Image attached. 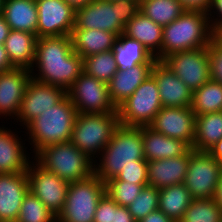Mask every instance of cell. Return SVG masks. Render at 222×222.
<instances>
[{"label": "cell", "mask_w": 222, "mask_h": 222, "mask_svg": "<svg viewBox=\"0 0 222 222\" xmlns=\"http://www.w3.org/2000/svg\"><path fill=\"white\" fill-rule=\"evenodd\" d=\"M30 72L34 80L67 91L83 73V59L73 50L71 36L41 37Z\"/></svg>", "instance_id": "obj_1"}, {"label": "cell", "mask_w": 222, "mask_h": 222, "mask_svg": "<svg viewBox=\"0 0 222 222\" xmlns=\"http://www.w3.org/2000/svg\"><path fill=\"white\" fill-rule=\"evenodd\" d=\"M99 159L100 164L97 159L94 162V173L104 183L116 178L128 165L148 164L143 152L141 127L120 124Z\"/></svg>", "instance_id": "obj_2"}, {"label": "cell", "mask_w": 222, "mask_h": 222, "mask_svg": "<svg viewBox=\"0 0 222 222\" xmlns=\"http://www.w3.org/2000/svg\"><path fill=\"white\" fill-rule=\"evenodd\" d=\"M214 38L208 13L185 11L163 26L162 60L175 52L208 47Z\"/></svg>", "instance_id": "obj_3"}, {"label": "cell", "mask_w": 222, "mask_h": 222, "mask_svg": "<svg viewBox=\"0 0 222 222\" xmlns=\"http://www.w3.org/2000/svg\"><path fill=\"white\" fill-rule=\"evenodd\" d=\"M77 110L67 94L53 107L41 113L26 127L29 140L36 154L47 145L69 142Z\"/></svg>", "instance_id": "obj_4"}, {"label": "cell", "mask_w": 222, "mask_h": 222, "mask_svg": "<svg viewBox=\"0 0 222 222\" xmlns=\"http://www.w3.org/2000/svg\"><path fill=\"white\" fill-rule=\"evenodd\" d=\"M139 12L138 0H93L76 9L75 26L78 29L104 30L119 36Z\"/></svg>", "instance_id": "obj_5"}, {"label": "cell", "mask_w": 222, "mask_h": 222, "mask_svg": "<svg viewBox=\"0 0 222 222\" xmlns=\"http://www.w3.org/2000/svg\"><path fill=\"white\" fill-rule=\"evenodd\" d=\"M34 155V160L40 166L69 183L94 173V161L70 141L47 145Z\"/></svg>", "instance_id": "obj_6"}, {"label": "cell", "mask_w": 222, "mask_h": 222, "mask_svg": "<svg viewBox=\"0 0 222 222\" xmlns=\"http://www.w3.org/2000/svg\"><path fill=\"white\" fill-rule=\"evenodd\" d=\"M119 125L118 112L77 114L70 142L95 161Z\"/></svg>", "instance_id": "obj_7"}, {"label": "cell", "mask_w": 222, "mask_h": 222, "mask_svg": "<svg viewBox=\"0 0 222 222\" xmlns=\"http://www.w3.org/2000/svg\"><path fill=\"white\" fill-rule=\"evenodd\" d=\"M105 194V183L95 173L70 182L66 201L57 222H93L99 200Z\"/></svg>", "instance_id": "obj_8"}, {"label": "cell", "mask_w": 222, "mask_h": 222, "mask_svg": "<svg viewBox=\"0 0 222 222\" xmlns=\"http://www.w3.org/2000/svg\"><path fill=\"white\" fill-rule=\"evenodd\" d=\"M158 85L149 75L118 107V117L124 126H149L162 108Z\"/></svg>", "instance_id": "obj_9"}, {"label": "cell", "mask_w": 222, "mask_h": 222, "mask_svg": "<svg viewBox=\"0 0 222 222\" xmlns=\"http://www.w3.org/2000/svg\"><path fill=\"white\" fill-rule=\"evenodd\" d=\"M66 94L77 110V114L118 112L110 98L108 84L87 75L84 71Z\"/></svg>", "instance_id": "obj_10"}, {"label": "cell", "mask_w": 222, "mask_h": 222, "mask_svg": "<svg viewBox=\"0 0 222 222\" xmlns=\"http://www.w3.org/2000/svg\"><path fill=\"white\" fill-rule=\"evenodd\" d=\"M221 172V164L208 151L191 148L184 185L192 199H213Z\"/></svg>", "instance_id": "obj_11"}, {"label": "cell", "mask_w": 222, "mask_h": 222, "mask_svg": "<svg viewBox=\"0 0 222 222\" xmlns=\"http://www.w3.org/2000/svg\"><path fill=\"white\" fill-rule=\"evenodd\" d=\"M161 62L192 92L211 79L209 47L175 52Z\"/></svg>", "instance_id": "obj_12"}, {"label": "cell", "mask_w": 222, "mask_h": 222, "mask_svg": "<svg viewBox=\"0 0 222 222\" xmlns=\"http://www.w3.org/2000/svg\"><path fill=\"white\" fill-rule=\"evenodd\" d=\"M26 172L29 191L38 197L54 215L58 216L66 201L69 182L45 170L36 161L29 162Z\"/></svg>", "instance_id": "obj_13"}, {"label": "cell", "mask_w": 222, "mask_h": 222, "mask_svg": "<svg viewBox=\"0 0 222 222\" xmlns=\"http://www.w3.org/2000/svg\"><path fill=\"white\" fill-rule=\"evenodd\" d=\"M38 10L37 38L71 36L76 10L65 0H35Z\"/></svg>", "instance_id": "obj_14"}, {"label": "cell", "mask_w": 222, "mask_h": 222, "mask_svg": "<svg viewBox=\"0 0 222 222\" xmlns=\"http://www.w3.org/2000/svg\"><path fill=\"white\" fill-rule=\"evenodd\" d=\"M195 121L191 107H162L149 127L167 137L180 139L192 148Z\"/></svg>", "instance_id": "obj_15"}, {"label": "cell", "mask_w": 222, "mask_h": 222, "mask_svg": "<svg viewBox=\"0 0 222 222\" xmlns=\"http://www.w3.org/2000/svg\"><path fill=\"white\" fill-rule=\"evenodd\" d=\"M66 91L58 86L40 83L31 78L27 84L22 99L19 114L15 120H19L22 126H27L32 120L56 105L64 96Z\"/></svg>", "instance_id": "obj_16"}, {"label": "cell", "mask_w": 222, "mask_h": 222, "mask_svg": "<svg viewBox=\"0 0 222 222\" xmlns=\"http://www.w3.org/2000/svg\"><path fill=\"white\" fill-rule=\"evenodd\" d=\"M31 78L30 70L24 68H13L0 73V117L11 116L15 121Z\"/></svg>", "instance_id": "obj_17"}, {"label": "cell", "mask_w": 222, "mask_h": 222, "mask_svg": "<svg viewBox=\"0 0 222 222\" xmlns=\"http://www.w3.org/2000/svg\"><path fill=\"white\" fill-rule=\"evenodd\" d=\"M29 191L27 172L0 174V222H16Z\"/></svg>", "instance_id": "obj_18"}, {"label": "cell", "mask_w": 222, "mask_h": 222, "mask_svg": "<svg viewBox=\"0 0 222 222\" xmlns=\"http://www.w3.org/2000/svg\"><path fill=\"white\" fill-rule=\"evenodd\" d=\"M151 75L158 85L163 107H190L192 91L161 61H156Z\"/></svg>", "instance_id": "obj_19"}, {"label": "cell", "mask_w": 222, "mask_h": 222, "mask_svg": "<svg viewBox=\"0 0 222 222\" xmlns=\"http://www.w3.org/2000/svg\"><path fill=\"white\" fill-rule=\"evenodd\" d=\"M190 150L175 158L148 161V185L157 189L184 183Z\"/></svg>", "instance_id": "obj_20"}, {"label": "cell", "mask_w": 222, "mask_h": 222, "mask_svg": "<svg viewBox=\"0 0 222 222\" xmlns=\"http://www.w3.org/2000/svg\"><path fill=\"white\" fill-rule=\"evenodd\" d=\"M141 136L146 161L179 157L191 149L186 142L167 137L149 126H141Z\"/></svg>", "instance_id": "obj_21"}, {"label": "cell", "mask_w": 222, "mask_h": 222, "mask_svg": "<svg viewBox=\"0 0 222 222\" xmlns=\"http://www.w3.org/2000/svg\"><path fill=\"white\" fill-rule=\"evenodd\" d=\"M5 128V129H4ZM21 138L11 129L0 127V174L24 173L31 160ZM24 145V147H23ZM26 151H25V150Z\"/></svg>", "instance_id": "obj_22"}, {"label": "cell", "mask_w": 222, "mask_h": 222, "mask_svg": "<svg viewBox=\"0 0 222 222\" xmlns=\"http://www.w3.org/2000/svg\"><path fill=\"white\" fill-rule=\"evenodd\" d=\"M123 34L138 40L156 57L157 61H162L163 27L161 25L139 12L125 25Z\"/></svg>", "instance_id": "obj_23"}, {"label": "cell", "mask_w": 222, "mask_h": 222, "mask_svg": "<svg viewBox=\"0 0 222 222\" xmlns=\"http://www.w3.org/2000/svg\"><path fill=\"white\" fill-rule=\"evenodd\" d=\"M154 64H138L125 71H117L107 83L112 102L118 107L151 75Z\"/></svg>", "instance_id": "obj_24"}, {"label": "cell", "mask_w": 222, "mask_h": 222, "mask_svg": "<svg viewBox=\"0 0 222 222\" xmlns=\"http://www.w3.org/2000/svg\"><path fill=\"white\" fill-rule=\"evenodd\" d=\"M73 50L83 59L113 49L117 35L99 29H78L73 27L71 33Z\"/></svg>", "instance_id": "obj_25"}, {"label": "cell", "mask_w": 222, "mask_h": 222, "mask_svg": "<svg viewBox=\"0 0 222 222\" xmlns=\"http://www.w3.org/2000/svg\"><path fill=\"white\" fill-rule=\"evenodd\" d=\"M1 13L10 30L36 35L38 10L35 0H3Z\"/></svg>", "instance_id": "obj_26"}, {"label": "cell", "mask_w": 222, "mask_h": 222, "mask_svg": "<svg viewBox=\"0 0 222 222\" xmlns=\"http://www.w3.org/2000/svg\"><path fill=\"white\" fill-rule=\"evenodd\" d=\"M37 35L29 32L10 30L4 47L15 68L32 69L35 60Z\"/></svg>", "instance_id": "obj_27"}, {"label": "cell", "mask_w": 222, "mask_h": 222, "mask_svg": "<svg viewBox=\"0 0 222 222\" xmlns=\"http://www.w3.org/2000/svg\"><path fill=\"white\" fill-rule=\"evenodd\" d=\"M118 71H125L138 64H155L157 59L138 40L123 33L117 36L112 49Z\"/></svg>", "instance_id": "obj_28"}, {"label": "cell", "mask_w": 222, "mask_h": 222, "mask_svg": "<svg viewBox=\"0 0 222 222\" xmlns=\"http://www.w3.org/2000/svg\"><path fill=\"white\" fill-rule=\"evenodd\" d=\"M222 138V111L196 116L192 149L208 151Z\"/></svg>", "instance_id": "obj_29"}, {"label": "cell", "mask_w": 222, "mask_h": 222, "mask_svg": "<svg viewBox=\"0 0 222 222\" xmlns=\"http://www.w3.org/2000/svg\"><path fill=\"white\" fill-rule=\"evenodd\" d=\"M192 197L184 183L159 189V207L174 222H179L191 204Z\"/></svg>", "instance_id": "obj_30"}, {"label": "cell", "mask_w": 222, "mask_h": 222, "mask_svg": "<svg viewBox=\"0 0 222 222\" xmlns=\"http://www.w3.org/2000/svg\"><path fill=\"white\" fill-rule=\"evenodd\" d=\"M191 110L195 115L222 111V83L210 79L192 93Z\"/></svg>", "instance_id": "obj_31"}, {"label": "cell", "mask_w": 222, "mask_h": 222, "mask_svg": "<svg viewBox=\"0 0 222 222\" xmlns=\"http://www.w3.org/2000/svg\"><path fill=\"white\" fill-rule=\"evenodd\" d=\"M185 11L178 0H142L140 2V12L162 27L176 20Z\"/></svg>", "instance_id": "obj_32"}, {"label": "cell", "mask_w": 222, "mask_h": 222, "mask_svg": "<svg viewBox=\"0 0 222 222\" xmlns=\"http://www.w3.org/2000/svg\"><path fill=\"white\" fill-rule=\"evenodd\" d=\"M83 71L97 80L108 83L118 71L113 51L86 56L83 58Z\"/></svg>", "instance_id": "obj_33"}, {"label": "cell", "mask_w": 222, "mask_h": 222, "mask_svg": "<svg viewBox=\"0 0 222 222\" xmlns=\"http://www.w3.org/2000/svg\"><path fill=\"white\" fill-rule=\"evenodd\" d=\"M179 222H222V211L214 199H193Z\"/></svg>", "instance_id": "obj_34"}, {"label": "cell", "mask_w": 222, "mask_h": 222, "mask_svg": "<svg viewBox=\"0 0 222 222\" xmlns=\"http://www.w3.org/2000/svg\"><path fill=\"white\" fill-rule=\"evenodd\" d=\"M16 222H57V216L38 197L28 191L23 198Z\"/></svg>", "instance_id": "obj_35"}, {"label": "cell", "mask_w": 222, "mask_h": 222, "mask_svg": "<svg viewBox=\"0 0 222 222\" xmlns=\"http://www.w3.org/2000/svg\"><path fill=\"white\" fill-rule=\"evenodd\" d=\"M159 189L146 185L137 198L127 207L136 222H139L151 212L158 210Z\"/></svg>", "instance_id": "obj_36"}, {"label": "cell", "mask_w": 222, "mask_h": 222, "mask_svg": "<svg viewBox=\"0 0 222 222\" xmlns=\"http://www.w3.org/2000/svg\"><path fill=\"white\" fill-rule=\"evenodd\" d=\"M146 185H138L126 181L105 182V194L119 206L128 207L140 194Z\"/></svg>", "instance_id": "obj_37"}, {"label": "cell", "mask_w": 222, "mask_h": 222, "mask_svg": "<svg viewBox=\"0 0 222 222\" xmlns=\"http://www.w3.org/2000/svg\"><path fill=\"white\" fill-rule=\"evenodd\" d=\"M109 181H126L138 185H148V164H131L121 170L116 178Z\"/></svg>", "instance_id": "obj_38"}, {"label": "cell", "mask_w": 222, "mask_h": 222, "mask_svg": "<svg viewBox=\"0 0 222 222\" xmlns=\"http://www.w3.org/2000/svg\"><path fill=\"white\" fill-rule=\"evenodd\" d=\"M208 47L211 79L222 83V44L214 38Z\"/></svg>", "instance_id": "obj_39"}, {"label": "cell", "mask_w": 222, "mask_h": 222, "mask_svg": "<svg viewBox=\"0 0 222 222\" xmlns=\"http://www.w3.org/2000/svg\"><path fill=\"white\" fill-rule=\"evenodd\" d=\"M113 218L114 200L104 194L97 204L93 222H113Z\"/></svg>", "instance_id": "obj_40"}, {"label": "cell", "mask_w": 222, "mask_h": 222, "mask_svg": "<svg viewBox=\"0 0 222 222\" xmlns=\"http://www.w3.org/2000/svg\"><path fill=\"white\" fill-rule=\"evenodd\" d=\"M214 13V15H213ZM217 14V17H214ZM213 15V16H212ZM210 24L214 33L222 29V0H213L208 12ZM213 18V19H212Z\"/></svg>", "instance_id": "obj_41"}, {"label": "cell", "mask_w": 222, "mask_h": 222, "mask_svg": "<svg viewBox=\"0 0 222 222\" xmlns=\"http://www.w3.org/2000/svg\"><path fill=\"white\" fill-rule=\"evenodd\" d=\"M186 11H200L208 13L213 0H178Z\"/></svg>", "instance_id": "obj_42"}, {"label": "cell", "mask_w": 222, "mask_h": 222, "mask_svg": "<svg viewBox=\"0 0 222 222\" xmlns=\"http://www.w3.org/2000/svg\"><path fill=\"white\" fill-rule=\"evenodd\" d=\"M113 222H136L128 211L127 207L119 206L114 201V218Z\"/></svg>", "instance_id": "obj_43"}, {"label": "cell", "mask_w": 222, "mask_h": 222, "mask_svg": "<svg viewBox=\"0 0 222 222\" xmlns=\"http://www.w3.org/2000/svg\"><path fill=\"white\" fill-rule=\"evenodd\" d=\"M139 222H174L166 216L161 210H155L141 219Z\"/></svg>", "instance_id": "obj_44"}, {"label": "cell", "mask_w": 222, "mask_h": 222, "mask_svg": "<svg viewBox=\"0 0 222 222\" xmlns=\"http://www.w3.org/2000/svg\"><path fill=\"white\" fill-rule=\"evenodd\" d=\"M15 68L8 57L4 44H0V73Z\"/></svg>", "instance_id": "obj_45"}, {"label": "cell", "mask_w": 222, "mask_h": 222, "mask_svg": "<svg viewBox=\"0 0 222 222\" xmlns=\"http://www.w3.org/2000/svg\"><path fill=\"white\" fill-rule=\"evenodd\" d=\"M10 27L5 21L2 13H0V44H4L5 39L8 37Z\"/></svg>", "instance_id": "obj_46"}, {"label": "cell", "mask_w": 222, "mask_h": 222, "mask_svg": "<svg viewBox=\"0 0 222 222\" xmlns=\"http://www.w3.org/2000/svg\"><path fill=\"white\" fill-rule=\"evenodd\" d=\"M208 152L221 164L222 166V138L211 148Z\"/></svg>", "instance_id": "obj_47"}, {"label": "cell", "mask_w": 222, "mask_h": 222, "mask_svg": "<svg viewBox=\"0 0 222 222\" xmlns=\"http://www.w3.org/2000/svg\"><path fill=\"white\" fill-rule=\"evenodd\" d=\"M213 199L222 211V172L220 174L219 181H218Z\"/></svg>", "instance_id": "obj_48"}, {"label": "cell", "mask_w": 222, "mask_h": 222, "mask_svg": "<svg viewBox=\"0 0 222 222\" xmlns=\"http://www.w3.org/2000/svg\"><path fill=\"white\" fill-rule=\"evenodd\" d=\"M70 6H72L75 10L85 6L89 2L93 0H65Z\"/></svg>", "instance_id": "obj_49"}, {"label": "cell", "mask_w": 222, "mask_h": 222, "mask_svg": "<svg viewBox=\"0 0 222 222\" xmlns=\"http://www.w3.org/2000/svg\"><path fill=\"white\" fill-rule=\"evenodd\" d=\"M215 38L222 44V29L215 33Z\"/></svg>", "instance_id": "obj_50"}, {"label": "cell", "mask_w": 222, "mask_h": 222, "mask_svg": "<svg viewBox=\"0 0 222 222\" xmlns=\"http://www.w3.org/2000/svg\"><path fill=\"white\" fill-rule=\"evenodd\" d=\"M2 2L3 0H0V13L2 12Z\"/></svg>", "instance_id": "obj_51"}]
</instances>
